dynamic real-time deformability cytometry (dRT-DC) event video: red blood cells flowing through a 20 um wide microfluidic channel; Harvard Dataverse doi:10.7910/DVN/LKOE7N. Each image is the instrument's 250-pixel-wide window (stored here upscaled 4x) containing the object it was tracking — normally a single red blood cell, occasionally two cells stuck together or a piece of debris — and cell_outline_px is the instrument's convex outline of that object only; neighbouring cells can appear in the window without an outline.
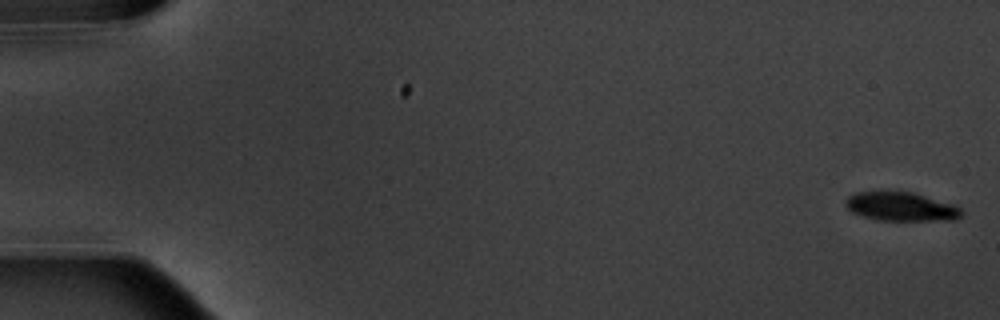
{"species": "common noctule bat (a hibernating species)", "species_latin": "Nyctalus noctula", "temperature_condition": "warm", "stored_images_in_passage": 6, "camera_frame_rate_fps": 3000, "um_per_image_px": 0.085, "animal": {"sex": "male", "body_mass_g": 20.1, "forearm_length_mm": 53.5}, "frame": {"image": 1, "passage_image": 1, "time_ms": 0.0, "image_size_px": [1000, 320], "cell_outline_px": [[964, 216], [956, 220], [876, 220], [852, 212], [844, 204], [848, 196], [856, 192], [880, 188], [912, 192], [956, 204], [964, 212]], "centroid_in_image_um": [76.6, 17.51], "position_along_channel_um": 8.4, "area_um2": 20.4}}
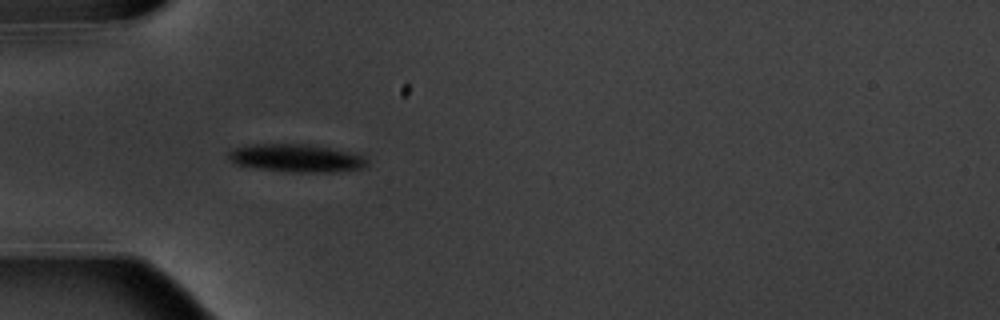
{"frame": {"image": 2, "passage_image": 5, "time_ms": 5.667, "image_size_px": [1000, 320], "cell_outline_px": [[368, 164], [364, 168], [336, 172], [288, 172], [256, 168], [232, 164], [228, 160], [228, 152], [236, 148], [248, 144], [308, 144], [368, 156]], "centroid_in_image_um": [25.18, 13.45], "position_along_channel_um": 59.8, "area_um2": 22.83}}